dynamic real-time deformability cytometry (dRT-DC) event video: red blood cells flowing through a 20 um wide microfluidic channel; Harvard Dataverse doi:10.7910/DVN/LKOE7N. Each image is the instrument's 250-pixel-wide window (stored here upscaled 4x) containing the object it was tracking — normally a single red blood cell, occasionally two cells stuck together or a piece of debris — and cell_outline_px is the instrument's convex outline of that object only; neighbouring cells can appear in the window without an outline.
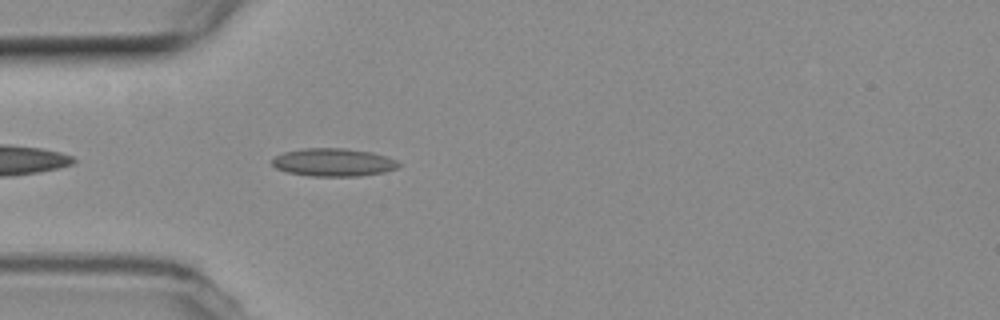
{"species": "common noctule bat (a hibernating species)", "species_latin": "Nyctalus noctula", "temperature_condition": "room temperature", "stored_images_in_passage": 41, "camera_frame_rate_fps": 3000, "um_per_image_px": 0.085, "animal": {"sex": "female", "body_mass_g": 19.3, "forearm_length_mm": 54.1}, "frame": {"image": 1, "passage_image": 3, "time_ms": 0.667, "image_size_px": [1000, 320], "cell_outline_px": [[400, 164], [396, 168], [384, 172], [360, 176], [312, 176], [288, 172], [276, 168], [268, 160], [284, 152], [304, 148], [344, 148], [372, 152], [396, 160]], "centroid_in_image_um": [28.3, 13.79], "position_along_channel_um": 56.7, "area_um2": 20.58}}
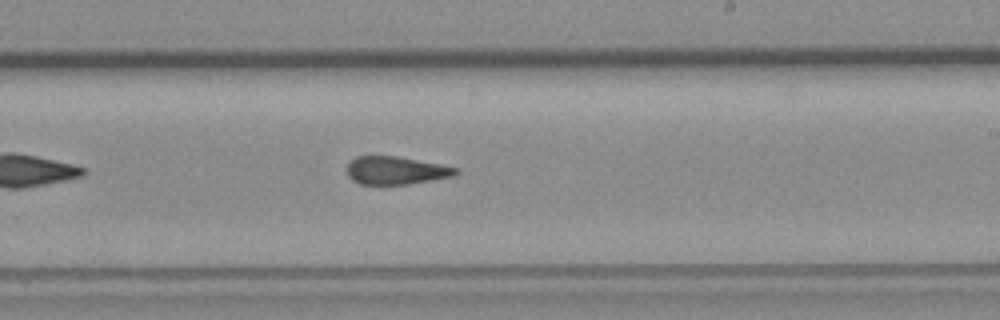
{"frame": {"image": 2, "passage_image": 19, "time_ms": 6.0, "image_size_px": [1000, 320], "cell_outline_px": [[460, 172], [456, 176], [408, 184], [360, 184], [352, 180], [348, 176], [348, 164], [356, 156], [396, 156], [440, 164], [460, 168]], "centroid_in_image_um": [33.7, 14.49], "position_along_channel_um": 255.3, "area_um2": 17.74}}
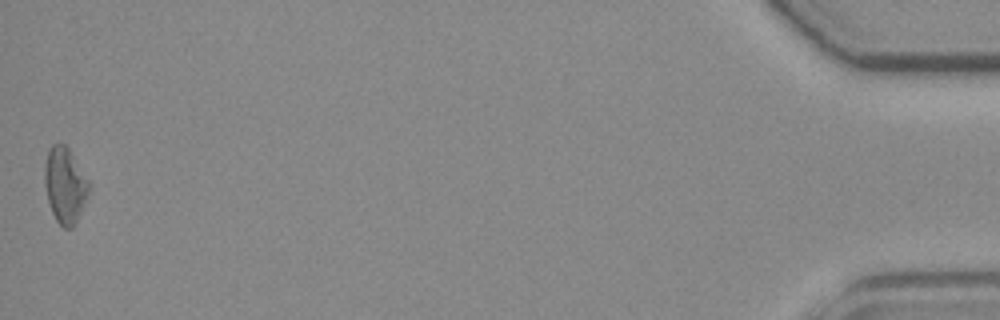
{"frame": {"image": 3, "passage_image": 41, "time_ms": 13.333, "image_size_px": [1000, 320], "cell_outline_px": [[88, 192], [80, 212], [72, 228], [64, 228], [56, 220], [52, 212], [48, 200], [44, 184], [44, 164], [48, 152], [52, 144], [64, 144], [68, 148], [88, 180]], "centroid_in_image_um": [5.48, 15.73], "position_along_channel_um": 429.7, "area_um2": 19.02}, "authors_computed_cell_mechanics": {"area_um2": 18.6116, "velocity_mm_per_s": 3.7967, "shape_relaxation_time_tau1_ms": null, "shape_relaxation_time_tau2_ms": 1.5968, "deformation_change_tau1": null, "deformation_change_tau2": 0.1043}}